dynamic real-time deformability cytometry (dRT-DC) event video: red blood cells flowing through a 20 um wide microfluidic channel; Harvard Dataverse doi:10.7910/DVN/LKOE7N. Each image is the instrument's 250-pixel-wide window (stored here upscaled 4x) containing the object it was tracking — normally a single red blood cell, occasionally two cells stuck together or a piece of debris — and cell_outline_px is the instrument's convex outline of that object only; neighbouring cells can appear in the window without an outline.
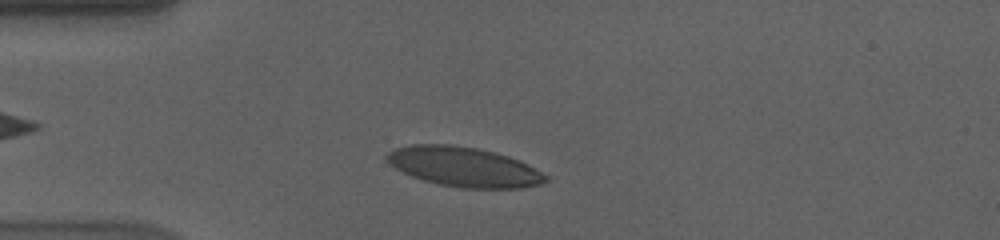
{"species": "human", "species_latin": "Homo sapiens", "temperature_condition": "cold", "stored_images_in_passage": 43, "camera_frame_rate_fps": 3000, "um_per_image_px": 0.085, "donor": {"sex": "male"}, "frame": {"image": 1, "passage_image": 6, "time_ms": 1.667, "image_size_px": [1000, 240], "cell_outline_px": [[548, 180], [540, 184], [520, 188], [464, 188], [440, 184], [424, 180], [412, 176], [396, 168], [384, 156], [388, 152], [396, 148], [412, 144], [452, 144], [476, 148], [496, 152], [520, 160], [548, 176]], "centroid_in_image_um": [39.45, 14.17], "position_along_channel_um": 45.6, "area_um2": 36.47}}
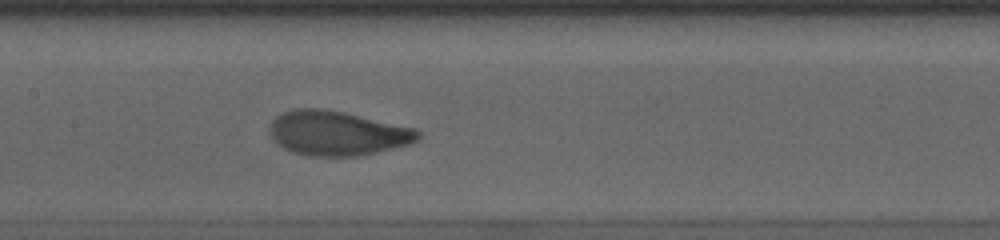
{"frame": {"image": 2, "passage_image": 19, "time_ms": 6.0, "image_size_px": [1000, 240], "cell_outline_px": [[420, 140], [412, 144], [364, 156], [304, 156], [292, 152], [276, 144], [272, 140], [272, 120], [276, 116], [292, 108], [324, 108], [344, 112], [416, 128], [420, 132]], "centroid_in_image_um": [28.71, 11.33], "position_along_channel_um": 178.7, "area_um2": 39.02}}
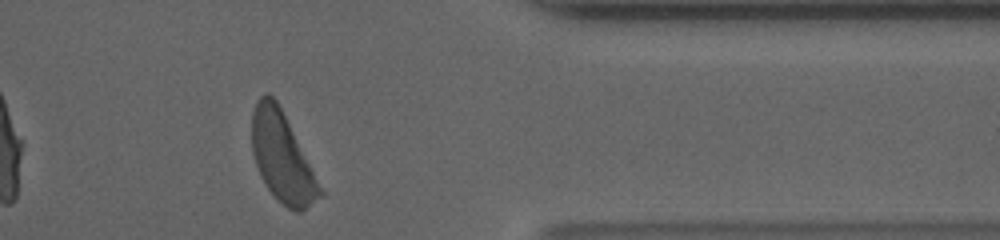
{"frame": {"image": 3, "passage_image": 38, "time_ms": 12.333, "image_size_px": [1000, 240], "cell_outline_px": [[324, 192], [320, 196], [300, 212], [296, 212], [288, 208], [268, 188], [260, 176], [252, 152], [252, 112], [260, 96], [268, 92], [276, 100]], "centroid_in_image_um": [23.95, 13.35], "position_along_channel_um": 387.4, "area_um2": 34.33}, "authors_computed_cell_mechanics": {"area_um2": 37.859, "velocity_mm_per_s": 3.5438, "shape_relaxation_time_tau1_ms": 2.9286, "shape_relaxation_time_tau2_ms": null, "deformation_change_tau1": 0.1602, "deformation_change_tau2": null}}